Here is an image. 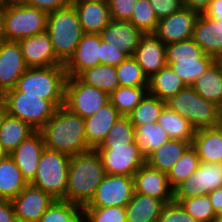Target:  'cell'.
I'll return each mask as SVG.
<instances>
[{
    "mask_svg": "<svg viewBox=\"0 0 222 222\" xmlns=\"http://www.w3.org/2000/svg\"><path fill=\"white\" fill-rule=\"evenodd\" d=\"M27 69L20 44L15 41H0V97L16 87Z\"/></svg>",
    "mask_w": 222,
    "mask_h": 222,
    "instance_id": "obj_14",
    "label": "cell"
},
{
    "mask_svg": "<svg viewBox=\"0 0 222 222\" xmlns=\"http://www.w3.org/2000/svg\"><path fill=\"white\" fill-rule=\"evenodd\" d=\"M48 14L22 1L6 2L3 40L15 41L46 31Z\"/></svg>",
    "mask_w": 222,
    "mask_h": 222,
    "instance_id": "obj_7",
    "label": "cell"
},
{
    "mask_svg": "<svg viewBox=\"0 0 222 222\" xmlns=\"http://www.w3.org/2000/svg\"><path fill=\"white\" fill-rule=\"evenodd\" d=\"M44 149L45 144L42 133L35 131L10 153V156L14 159L28 183L35 178L39 160Z\"/></svg>",
    "mask_w": 222,
    "mask_h": 222,
    "instance_id": "obj_20",
    "label": "cell"
},
{
    "mask_svg": "<svg viewBox=\"0 0 222 222\" xmlns=\"http://www.w3.org/2000/svg\"><path fill=\"white\" fill-rule=\"evenodd\" d=\"M0 1H3V2H14V1H21V0H0Z\"/></svg>",
    "mask_w": 222,
    "mask_h": 222,
    "instance_id": "obj_59",
    "label": "cell"
},
{
    "mask_svg": "<svg viewBox=\"0 0 222 222\" xmlns=\"http://www.w3.org/2000/svg\"><path fill=\"white\" fill-rule=\"evenodd\" d=\"M173 111L184 117L191 123L192 87L187 86L175 96L166 101Z\"/></svg>",
    "mask_w": 222,
    "mask_h": 222,
    "instance_id": "obj_45",
    "label": "cell"
},
{
    "mask_svg": "<svg viewBox=\"0 0 222 222\" xmlns=\"http://www.w3.org/2000/svg\"><path fill=\"white\" fill-rule=\"evenodd\" d=\"M217 22H220V25L222 27V18H220Z\"/></svg>",
    "mask_w": 222,
    "mask_h": 222,
    "instance_id": "obj_63",
    "label": "cell"
},
{
    "mask_svg": "<svg viewBox=\"0 0 222 222\" xmlns=\"http://www.w3.org/2000/svg\"><path fill=\"white\" fill-rule=\"evenodd\" d=\"M199 164L200 159L197 151L191 145L175 165L167 172L170 186L175 189L197 170Z\"/></svg>",
    "mask_w": 222,
    "mask_h": 222,
    "instance_id": "obj_39",
    "label": "cell"
},
{
    "mask_svg": "<svg viewBox=\"0 0 222 222\" xmlns=\"http://www.w3.org/2000/svg\"><path fill=\"white\" fill-rule=\"evenodd\" d=\"M15 222H33V221H25V220L16 219Z\"/></svg>",
    "mask_w": 222,
    "mask_h": 222,
    "instance_id": "obj_61",
    "label": "cell"
},
{
    "mask_svg": "<svg viewBox=\"0 0 222 222\" xmlns=\"http://www.w3.org/2000/svg\"><path fill=\"white\" fill-rule=\"evenodd\" d=\"M133 57L149 79L167 65L166 45L155 34H144Z\"/></svg>",
    "mask_w": 222,
    "mask_h": 222,
    "instance_id": "obj_19",
    "label": "cell"
},
{
    "mask_svg": "<svg viewBox=\"0 0 222 222\" xmlns=\"http://www.w3.org/2000/svg\"><path fill=\"white\" fill-rule=\"evenodd\" d=\"M6 2L0 1V41L3 40V15L5 11Z\"/></svg>",
    "mask_w": 222,
    "mask_h": 222,
    "instance_id": "obj_55",
    "label": "cell"
},
{
    "mask_svg": "<svg viewBox=\"0 0 222 222\" xmlns=\"http://www.w3.org/2000/svg\"><path fill=\"white\" fill-rule=\"evenodd\" d=\"M100 34L84 33L73 56L64 65L68 77H77L86 69L100 64Z\"/></svg>",
    "mask_w": 222,
    "mask_h": 222,
    "instance_id": "obj_18",
    "label": "cell"
},
{
    "mask_svg": "<svg viewBox=\"0 0 222 222\" xmlns=\"http://www.w3.org/2000/svg\"><path fill=\"white\" fill-rule=\"evenodd\" d=\"M129 22L143 34H154L159 21L149 0H137Z\"/></svg>",
    "mask_w": 222,
    "mask_h": 222,
    "instance_id": "obj_42",
    "label": "cell"
},
{
    "mask_svg": "<svg viewBox=\"0 0 222 222\" xmlns=\"http://www.w3.org/2000/svg\"><path fill=\"white\" fill-rule=\"evenodd\" d=\"M143 35L131 22L113 19L100 33L103 41L113 43L121 52L129 56H134Z\"/></svg>",
    "mask_w": 222,
    "mask_h": 222,
    "instance_id": "obj_22",
    "label": "cell"
},
{
    "mask_svg": "<svg viewBox=\"0 0 222 222\" xmlns=\"http://www.w3.org/2000/svg\"><path fill=\"white\" fill-rule=\"evenodd\" d=\"M0 103L4 112L28 123L36 131L45 125L57 109L50 100L27 95L16 87L6 91L0 97Z\"/></svg>",
    "mask_w": 222,
    "mask_h": 222,
    "instance_id": "obj_6",
    "label": "cell"
},
{
    "mask_svg": "<svg viewBox=\"0 0 222 222\" xmlns=\"http://www.w3.org/2000/svg\"><path fill=\"white\" fill-rule=\"evenodd\" d=\"M83 208L63 199H55L40 217L39 222H81Z\"/></svg>",
    "mask_w": 222,
    "mask_h": 222,
    "instance_id": "obj_38",
    "label": "cell"
},
{
    "mask_svg": "<svg viewBox=\"0 0 222 222\" xmlns=\"http://www.w3.org/2000/svg\"><path fill=\"white\" fill-rule=\"evenodd\" d=\"M136 141L135 128L128 116H120L100 145H127Z\"/></svg>",
    "mask_w": 222,
    "mask_h": 222,
    "instance_id": "obj_43",
    "label": "cell"
},
{
    "mask_svg": "<svg viewBox=\"0 0 222 222\" xmlns=\"http://www.w3.org/2000/svg\"><path fill=\"white\" fill-rule=\"evenodd\" d=\"M220 125L222 126V108H221V114H220Z\"/></svg>",
    "mask_w": 222,
    "mask_h": 222,
    "instance_id": "obj_62",
    "label": "cell"
},
{
    "mask_svg": "<svg viewBox=\"0 0 222 222\" xmlns=\"http://www.w3.org/2000/svg\"><path fill=\"white\" fill-rule=\"evenodd\" d=\"M24 4L47 14L72 4V0H21Z\"/></svg>",
    "mask_w": 222,
    "mask_h": 222,
    "instance_id": "obj_50",
    "label": "cell"
},
{
    "mask_svg": "<svg viewBox=\"0 0 222 222\" xmlns=\"http://www.w3.org/2000/svg\"><path fill=\"white\" fill-rule=\"evenodd\" d=\"M54 200L50 194L28 183L11 201L16 219L39 222L40 217Z\"/></svg>",
    "mask_w": 222,
    "mask_h": 222,
    "instance_id": "obj_15",
    "label": "cell"
},
{
    "mask_svg": "<svg viewBox=\"0 0 222 222\" xmlns=\"http://www.w3.org/2000/svg\"><path fill=\"white\" fill-rule=\"evenodd\" d=\"M134 128L136 142L146 158L170 140L168 133L157 122L143 126H134Z\"/></svg>",
    "mask_w": 222,
    "mask_h": 222,
    "instance_id": "obj_35",
    "label": "cell"
},
{
    "mask_svg": "<svg viewBox=\"0 0 222 222\" xmlns=\"http://www.w3.org/2000/svg\"><path fill=\"white\" fill-rule=\"evenodd\" d=\"M147 93L148 87L119 86L109 95V101L122 116H128Z\"/></svg>",
    "mask_w": 222,
    "mask_h": 222,
    "instance_id": "obj_37",
    "label": "cell"
},
{
    "mask_svg": "<svg viewBox=\"0 0 222 222\" xmlns=\"http://www.w3.org/2000/svg\"><path fill=\"white\" fill-rule=\"evenodd\" d=\"M106 173L96 149L70 157L65 200L84 206L93 198Z\"/></svg>",
    "mask_w": 222,
    "mask_h": 222,
    "instance_id": "obj_1",
    "label": "cell"
},
{
    "mask_svg": "<svg viewBox=\"0 0 222 222\" xmlns=\"http://www.w3.org/2000/svg\"><path fill=\"white\" fill-rule=\"evenodd\" d=\"M134 192V177L106 174L93 198L83 207H126Z\"/></svg>",
    "mask_w": 222,
    "mask_h": 222,
    "instance_id": "obj_12",
    "label": "cell"
},
{
    "mask_svg": "<svg viewBox=\"0 0 222 222\" xmlns=\"http://www.w3.org/2000/svg\"><path fill=\"white\" fill-rule=\"evenodd\" d=\"M18 43L28 67L63 65L56 57L47 31L23 38Z\"/></svg>",
    "mask_w": 222,
    "mask_h": 222,
    "instance_id": "obj_17",
    "label": "cell"
},
{
    "mask_svg": "<svg viewBox=\"0 0 222 222\" xmlns=\"http://www.w3.org/2000/svg\"><path fill=\"white\" fill-rule=\"evenodd\" d=\"M14 206L9 199H0V222H15Z\"/></svg>",
    "mask_w": 222,
    "mask_h": 222,
    "instance_id": "obj_51",
    "label": "cell"
},
{
    "mask_svg": "<svg viewBox=\"0 0 222 222\" xmlns=\"http://www.w3.org/2000/svg\"><path fill=\"white\" fill-rule=\"evenodd\" d=\"M7 152L3 149L2 145L0 144V160L7 156Z\"/></svg>",
    "mask_w": 222,
    "mask_h": 222,
    "instance_id": "obj_57",
    "label": "cell"
},
{
    "mask_svg": "<svg viewBox=\"0 0 222 222\" xmlns=\"http://www.w3.org/2000/svg\"><path fill=\"white\" fill-rule=\"evenodd\" d=\"M137 0H109L111 18L116 21H130Z\"/></svg>",
    "mask_w": 222,
    "mask_h": 222,
    "instance_id": "obj_48",
    "label": "cell"
},
{
    "mask_svg": "<svg viewBox=\"0 0 222 222\" xmlns=\"http://www.w3.org/2000/svg\"><path fill=\"white\" fill-rule=\"evenodd\" d=\"M191 145L200 162L222 163V126L196 130Z\"/></svg>",
    "mask_w": 222,
    "mask_h": 222,
    "instance_id": "obj_25",
    "label": "cell"
},
{
    "mask_svg": "<svg viewBox=\"0 0 222 222\" xmlns=\"http://www.w3.org/2000/svg\"><path fill=\"white\" fill-rule=\"evenodd\" d=\"M187 85L174 70L166 65L148 79V93L168 101Z\"/></svg>",
    "mask_w": 222,
    "mask_h": 222,
    "instance_id": "obj_28",
    "label": "cell"
},
{
    "mask_svg": "<svg viewBox=\"0 0 222 222\" xmlns=\"http://www.w3.org/2000/svg\"><path fill=\"white\" fill-rule=\"evenodd\" d=\"M149 3L154 9L158 21L172 15L184 7L183 0H149Z\"/></svg>",
    "mask_w": 222,
    "mask_h": 222,
    "instance_id": "obj_49",
    "label": "cell"
},
{
    "mask_svg": "<svg viewBox=\"0 0 222 222\" xmlns=\"http://www.w3.org/2000/svg\"><path fill=\"white\" fill-rule=\"evenodd\" d=\"M67 78L64 65L28 67L16 88L27 95L50 100L59 108L64 106Z\"/></svg>",
    "mask_w": 222,
    "mask_h": 222,
    "instance_id": "obj_3",
    "label": "cell"
},
{
    "mask_svg": "<svg viewBox=\"0 0 222 222\" xmlns=\"http://www.w3.org/2000/svg\"><path fill=\"white\" fill-rule=\"evenodd\" d=\"M70 155L45 147L32 185L50 194L54 199L65 200Z\"/></svg>",
    "mask_w": 222,
    "mask_h": 222,
    "instance_id": "obj_8",
    "label": "cell"
},
{
    "mask_svg": "<svg viewBox=\"0 0 222 222\" xmlns=\"http://www.w3.org/2000/svg\"><path fill=\"white\" fill-rule=\"evenodd\" d=\"M192 141L170 139L147 158L146 163L153 169L167 173L191 146Z\"/></svg>",
    "mask_w": 222,
    "mask_h": 222,
    "instance_id": "obj_29",
    "label": "cell"
},
{
    "mask_svg": "<svg viewBox=\"0 0 222 222\" xmlns=\"http://www.w3.org/2000/svg\"><path fill=\"white\" fill-rule=\"evenodd\" d=\"M46 31L57 59L65 65L73 56L84 34L74 6L71 4L49 13Z\"/></svg>",
    "mask_w": 222,
    "mask_h": 222,
    "instance_id": "obj_4",
    "label": "cell"
},
{
    "mask_svg": "<svg viewBox=\"0 0 222 222\" xmlns=\"http://www.w3.org/2000/svg\"><path fill=\"white\" fill-rule=\"evenodd\" d=\"M222 187V163L200 162L197 170L174 189V199L208 195Z\"/></svg>",
    "mask_w": 222,
    "mask_h": 222,
    "instance_id": "obj_11",
    "label": "cell"
},
{
    "mask_svg": "<svg viewBox=\"0 0 222 222\" xmlns=\"http://www.w3.org/2000/svg\"><path fill=\"white\" fill-rule=\"evenodd\" d=\"M198 222H216L217 214L208 195L188 199H174Z\"/></svg>",
    "mask_w": 222,
    "mask_h": 222,
    "instance_id": "obj_40",
    "label": "cell"
},
{
    "mask_svg": "<svg viewBox=\"0 0 222 222\" xmlns=\"http://www.w3.org/2000/svg\"><path fill=\"white\" fill-rule=\"evenodd\" d=\"M220 114V107L201 97L192 88L191 124L196 130L219 126Z\"/></svg>",
    "mask_w": 222,
    "mask_h": 222,
    "instance_id": "obj_31",
    "label": "cell"
},
{
    "mask_svg": "<svg viewBox=\"0 0 222 222\" xmlns=\"http://www.w3.org/2000/svg\"><path fill=\"white\" fill-rule=\"evenodd\" d=\"M109 94L83 83L78 77H68L64 106L72 113L86 119L109 103Z\"/></svg>",
    "mask_w": 222,
    "mask_h": 222,
    "instance_id": "obj_9",
    "label": "cell"
},
{
    "mask_svg": "<svg viewBox=\"0 0 222 222\" xmlns=\"http://www.w3.org/2000/svg\"><path fill=\"white\" fill-rule=\"evenodd\" d=\"M213 209L217 215L222 213V187L208 194Z\"/></svg>",
    "mask_w": 222,
    "mask_h": 222,
    "instance_id": "obj_54",
    "label": "cell"
},
{
    "mask_svg": "<svg viewBox=\"0 0 222 222\" xmlns=\"http://www.w3.org/2000/svg\"><path fill=\"white\" fill-rule=\"evenodd\" d=\"M133 177L136 193L156 197L164 203L174 200V189L170 186L167 173L153 169L146 163Z\"/></svg>",
    "mask_w": 222,
    "mask_h": 222,
    "instance_id": "obj_16",
    "label": "cell"
},
{
    "mask_svg": "<svg viewBox=\"0 0 222 222\" xmlns=\"http://www.w3.org/2000/svg\"><path fill=\"white\" fill-rule=\"evenodd\" d=\"M166 60L186 85L191 86L215 62V57L189 39L166 45Z\"/></svg>",
    "mask_w": 222,
    "mask_h": 222,
    "instance_id": "obj_5",
    "label": "cell"
},
{
    "mask_svg": "<svg viewBox=\"0 0 222 222\" xmlns=\"http://www.w3.org/2000/svg\"><path fill=\"white\" fill-rule=\"evenodd\" d=\"M191 87L201 97L222 108V74L215 62L195 80Z\"/></svg>",
    "mask_w": 222,
    "mask_h": 222,
    "instance_id": "obj_32",
    "label": "cell"
},
{
    "mask_svg": "<svg viewBox=\"0 0 222 222\" xmlns=\"http://www.w3.org/2000/svg\"><path fill=\"white\" fill-rule=\"evenodd\" d=\"M198 16L197 11L183 7L181 10L160 20L154 34L165 45L192 39Z\"/></svg>",
    "mask_w": 222,
    "mask_h": 222,
    "instance_id": "obj_13",
    "label": "cell"
},
{
    "mask_svg": "<svg viewBox=\"0 0 222 222\" xmlns=\"http://www.w3.org/2000/svg\"><path fill=\"white\" fill-rule=\"evenodd\" d=\"M157 123L165 129L170 139L193 141L196 133V129L187 119L180 116L167 105L164 107Z\"/></svg>",
    "mask_w": 222,
    "mask_h": 222,
    "instance_id": "obj_34",
    "label": "cell"
},
{
    "mask_svg": "<svg viewBox=\"0 0 222 222\" xmlns=\"http://www.w3.org/2000/svg\"><path fill=\"white\" fill-rule=\"evenodd\" d=\"M120 86L148 87V78L133 56L116 66Z\"/></svg>",
    "mask_w": 222,
    "mask_h": 222,
    "instance_id": "obj_41",
    "label": "cell"
},
{
    "mask_svg": "<svg viewBox=\"0 0 222 222\" xmlns=\"http://www.w3.org/2000/svg\"><path fill=\"white\" fill-rule=\"evenodd\" d=\"M83 33L100 34L112 20L108 3L90 0H72Z\"/></svg>",
    "mask_w": 222,
    "mask_h": 222,
    "instance_id": "obj_21",
    "label": "cell"
},
{
    "mask_svg": "<svg viewBox=\"0 0 222 222\" xmlns=\"http://www.w3.org/2000/svg\"><path fill=\"white\" fill-rule=\"evenodd\" d=\"M164 202L150 195L134 192L125 207L127 222H158Z\"/></svg>",
    "mask_w": 222,
    "mask_h": 222,
    "instance_id": "obj_27",
    "label": "cell"
},
{
    "mask_svg": "<svg viewBox=\"0 0 222 222\" xmlns=\"http://www.w3.org/2000/svg\"><path fill=\"white\" fill-rule=\"evenodd\" d=\"M206 54L216 57L222 53V27L220 22L199 13L192 38Z\"/></svg>",
    "mask_w": 222,
    "mask_h": 222,
    "instance_id": "obj_24",
    "label": "cell"
},
{
    "mask_svg": "<svg viewBox=\"0 0 222 222\" xmlns=\"http://www.w3.org/2000/svg\"><path fill=\"white\" fill-rule=\"evenodd\" d=\"M35 131L28 123L4 112L0 103V144L7 154L13 152Z\"/></svg>",
    "mask_w": 222,
    "mask_h": 222,
    "instance_id": "obj_26",
    "label": "cell"
},
{
    "mask_svg": "<svg viewBox=\"0 0 222 222\" xmlns=\"http://www.w3.org/2000/svg\"><path fill=\"white\" fill-rule=\"evenodd\" d=\"M216 222H222V213H220L219 215H217Z\"/></svg>",
    "mask_w": 222,
    "mask_h": 222,
    "instance_id": "obj_58",
    "label": "cell"
},
{
    "mask_svg": "<svg viewBox=\"0 0 222 222\" xmlns=\"http://www.w3.org/2000/svg\"><path fill=\"white\" fill-rule=\"evenodd\" d=\"M84 222H127L125 207H82Z\"/></svg>",
    "mask_w": 222,
    "mask_h": 222,
    "instance_id": "obj_44",
    "label": "cell"
},
{
    "mask_svg": "<svg viewBox=\"0 0 222 222\" xmlns=\"http://www.w3.org/2000/svg\"><path fill=\"white\" fill-rule=\"evenodd\" d=\"M96 150L106 174L133 177L146 164V157L136 141L127 145H99Z\"/></svg>",
    "mask_w": 222,
    "mask_h": 222,
    "instance_id": "obj_10",
    "label": "cell"
},
{
    "mask_svg": "<svg viewBox=\"0 0 222 222\" xmlns=\"http://www.w3.org/2000/svg\"><path fill=\"white\" fill-rule=\"evenodd\" d=\"M158 222H198L196 221L179 202L172 201L165 203L161 209Z\"/></svg>",
    "mask_w": 222,
    "mask_h": 222,
    "instance_id": "obj_46",
    "label": "cell"
},
{
    "mask_svg": "<svg viewBox=\"0 0 222 222\" xmlns=\"http://www.w3.org/2000/svg\"><path fill=\"white\" fill-rule=\"evenodd\" d=\"M129 57L125 52H121L119 48L111 42L107 43L101 40L100 43V64L118 66Z\"/></svg>",
    "mask_w": 222,
    "mask_h": 222,
    "instance_id": "obj_47",
    "label": "cell"
},
{
    "mask_svg": "<svg viewBox=\"0 0 222 222\" xmlns=\"http://www.w3.org/2000/svg\"><path fill=\"white\" fill-rule=\"evenodd\" d=\"M39 131L48 149L70 156L90 150L85 138L84 119L65 106L57 108Z\"/></svg>",
    "mask_w": 222,
    "mask_h": 222,
    "instance_id": "obj_2",
    "label": "cell"
},
{
    "mask_svg": "<svg viewBox=\"0 0 222 222\" xmlns=\"http://www.w3.org/2000/svg\"><path fill=\"white\" fill-rule=\"evenodd\" d=\"M120 116L122 115L109 102L101 107L95 114L84 119L87 146L90 149H96Z\"/></svg>",
    "mask_w": 222,
    "mask_h": 222,
    "instance_id": "obj_23",
    "label": "cell"
},
{
    "mask_svg": "<svg viewBox=\"0 0 222 222\" xmlns=\"http://www.w3.org/2000/svg\"><path fill=\"white\" fill-rule=\"evenodd\" d=\"M166 105V101L147 93L136 108L128 114V118L133 126L155 123Z\"/></svg>",
    "mask_w": 222,
    "mask_h": 222,
    "instance_id": "obj_36",
    "label": "cell"
},
{
    "mask_svg": "<svg viewBox=\"0 0 222 222\" xmlns=\"http://www.w3.org/2000/svg\"><path fill=\"white\" fill-rule=\"evenodd\" d=\"M27 184L10 154L0 160V199L12 200Z\"/></svg>",
    "mask_w": 222,
    "mask_h": 222,
    "instance_id": "obj_30",
    "label": "cell"
},
{
    "mask_svg": "<svg viewBox=\"0 0 222 222\" xmlns=\"http://www.w3.org/2000/svg\"><path fill=\"white\" fill-rule=\"evenodd\" d=\"M83 83L101 89L109 95L119 86L116 66L99 64L77 76Z\"/></svg>",
    "mask_w": 222,
    "mask_h": 222,
    "instance_id": "obj_33",
    "label": "cell"
},
{
    "mask_svg": "<svg viewBox=\"0 0 222 222\" xmlns=\"http://www.w3.org/2000/svg\"><path fill=\"white\" fill-rule=\"evenodd\" d=\"M90 1H100V2H105V3L109 2V0H90Z\"/></svg>",
    "mask_w": 222,
    "mask_h": 222,
    "instance_id": "obj_60",
    "label": "cell"
},
{
    "mask_svg": "<svg viewBox=\"0 0 222 222\" xmlns=\"http://www.w3.org/2000/svg\"><path fill=\"white\" fill-rule=\"evenodd\" d=\"M203 14L218 21L222 18V0H212Z\"/></svg>",
    "mask_w": 222,
    "mask_h": 222,
    "instance_id": "obj_52",
    "label": "cell"
},
{
    "mask_svg": "<svg viewBox=\"0 0 222 222\" xmlns=\"http://www.w3.org/2000/svg\"><path fill=\"white\" fill-rule=\"evenodd\" d=\"M215 63L219 66L222 74V53L215 57Z\"/></svg>",
    "mask_w": 222,
    "mask_h": 222,
    "instance_id": "obj_56",
    "label": "cell"
},
{
    "mask_svg": "<svg viewBox=\"0 0 222 222\" xmlns=\"http://www.w3.org/2000/svg\"><path fill=\"white\" fill-rule=\"evenodd\" d=\"M212 0H183V6L198 13H204Z\"/></svg>",
    "mask_w": 222,
    "mask_h": 222,
    "instance_id": "obj_53",
    "label": "cell"
}]
</instances>
